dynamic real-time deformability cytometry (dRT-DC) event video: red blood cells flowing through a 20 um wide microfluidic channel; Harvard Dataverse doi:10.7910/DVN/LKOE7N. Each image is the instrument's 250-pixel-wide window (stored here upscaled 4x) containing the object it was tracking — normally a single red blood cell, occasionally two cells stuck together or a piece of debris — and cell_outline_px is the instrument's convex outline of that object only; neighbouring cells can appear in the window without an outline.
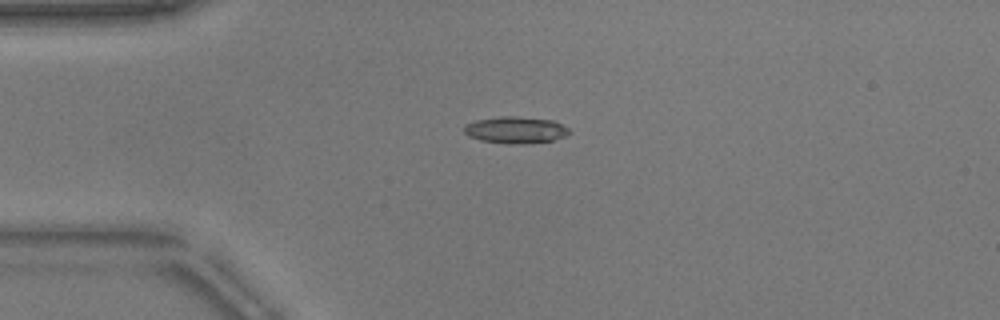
{"species": "common noctule bat (a hibernating species)", "species_latin": "Nyctalus noctula", "temperature_condition": "warm", "stored_images_in_passage": 41, "camera_frame_rate_fps": 3000, "um_per_image_px": 0.085, "animal": {"sex": "male", "body_mass_g": 17.9}, "frame": {"image": 1, "passage_image": 1, "time_ms": 0.0, "image_size_px": [1000, 320], "cell_outline_px": [[572, 132], [564, 136], [552, 140], [524, 144], [508, 144], [480, 140], [468, 136], [464, 132], [464, 124], [476, 120], [500, 116], [516, 116], [552, 120], [568, 128]], "centroid_in_image_um": [43.79, 11.05], "position_along_channel_um": 41.2, "area_um2": 16.42}}
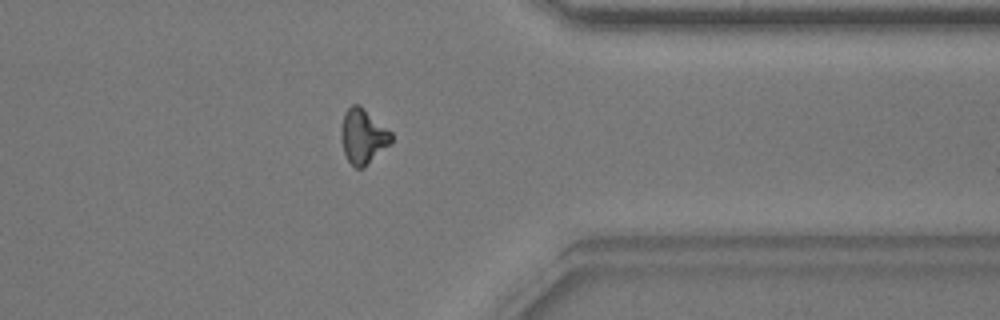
{"frame": {"image": 2, "passage_image": 30, "time_ms": 9.667, "image_size_px": [1000, 320], "cell_outline_px": [[392, 140], [364, 168], [356, 168], [348, 160], [344, 152], [340, 132], [344, 112], [352, 104], [360, 104], [392, 132]], "centroid_in_image_um": [30.84, 11.55], "position_along_channel_um": 380.6, "area_um2": 15.9}}
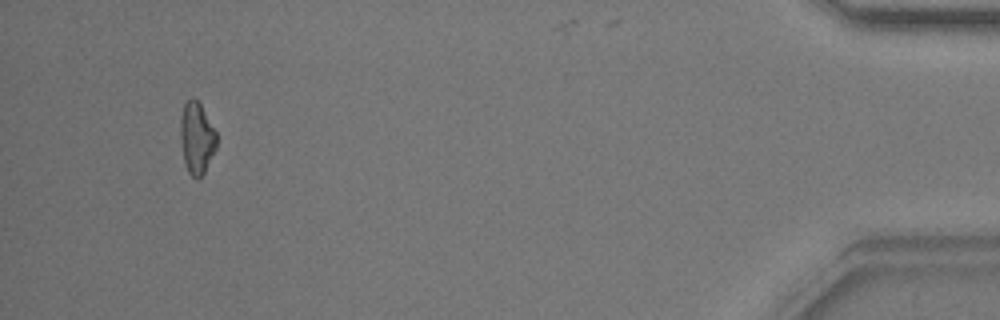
{"frame": {"image": 3, "passage_image": 38, "time_ms": 12.333, "image_size_px": [1000, 320], "cell_outline_px": [[216, 148], [200, 180], [196, 180], [188, 172], [184, 164], [180, 140], [180, 120], [184, 104], [192, 96], [200, 104], [216, 132]], "centroid_in_image_um": [16.7, 11.77], "position_along_channel_um": 418.5, "area_um2": 15.14}, "authors_computed_cell_mechanics": {"area_um2": 15.7794, "velocity_mm_per_s": 3.8436, "shape_relaxation_time_tau1_ms": 8.9257, "shape_relaxation_time_tau2_ms": 3.6378, "deformation_change_tau1": 0.2181, "deformation_change_tau2": 0.1049}}